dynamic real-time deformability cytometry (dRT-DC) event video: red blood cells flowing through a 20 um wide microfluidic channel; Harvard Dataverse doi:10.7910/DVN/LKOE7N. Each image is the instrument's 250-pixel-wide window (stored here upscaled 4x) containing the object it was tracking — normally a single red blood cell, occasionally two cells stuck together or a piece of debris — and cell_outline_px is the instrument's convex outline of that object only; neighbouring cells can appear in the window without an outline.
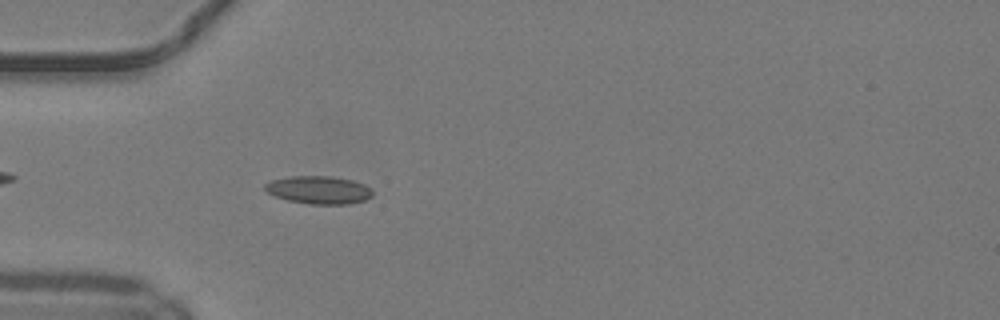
{"species": "common noctule bat (a hibernating species)", "species_latin": "Nyctalus noctula", "temperature_condition": "warm", "stored_images_in_passage": 38, "camera_frame_rate_fps": 3000, "um_per_image_px": 0.085, "animal": {"sex": "male", "body_mass_g": 19.2, "forearm_length_mm": 51.8}, "frame": {"image": 1, "passage_image": 4, "time_ms": 1.0, "image_size_px": [1000, 320], "cell_outline_px": [[372, 196], [364, 200], [348, 204], [308, 204], [288, 200], [276, 196], [268, 192], [264, 188], [264, 184], [272, 180], [292, 176], [332, 176], [352, 180], [364, 184], [372, 192]], "centroid_in_image_um": [27.09, 16.14], "position_along_channel_um": 57.9, "area_um2": 17.34}}
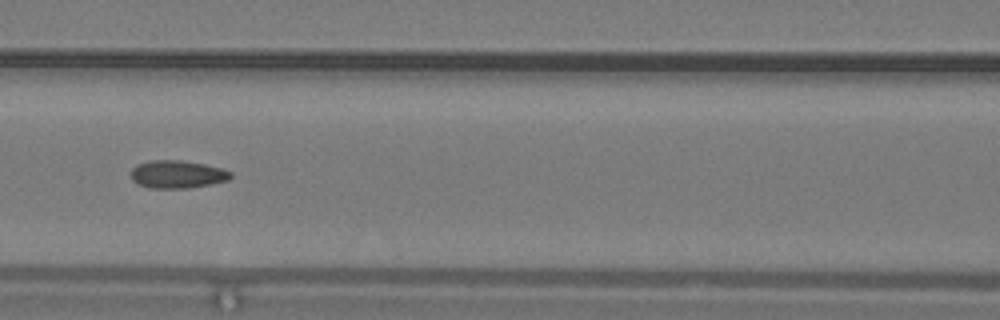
{"frame": {"image": 2, "passage_image": 11, "time_ms": 3.333, "image_size_px": [1000, 320], "cell_outline_px": [[232, 176], [228, 180], [188, 188], [148, 188], [136, 184], [132, 180], [132, 168], [136, 164], [148, 160], [180, 160], [204, 164], [220, 168], [232, 172]], "centroid_in_image_um": [15.02, 14.81], "position_along_channel_um": 151.6, "area_um2": 16.18}}
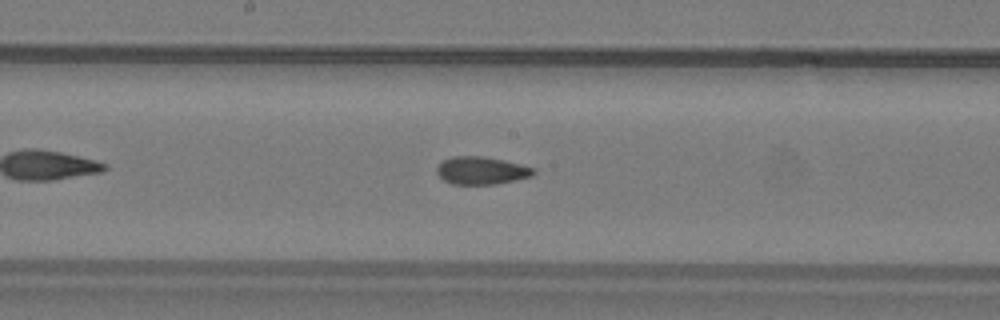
{"frame": {"image": 3, "passage_image": 15, "time_ms": 4.667, "image_size_px": [1000, 320], "cell_outline_px": [[536, 172], [532, 176], [496, 184], [452, 184], [444, 180], [436, 172], [436, 168], [444, 160], [452, 156], [484, 156], [504, 160], [536, 168]], "centroid_in_image_um": [40.94, 14.49], "position_along_channel_um": 207.3, "area_um2": 15.61}, "authors_computed_cell_mechanics": {"area_um2": 15.6638, "velocity_mm_per_s": 4.1918, "shape_relaxation_time_tau1_ms": null, "shape_relaxation_time_tau2_ms": 1.3546, "deformation_change_tau1": null, "deformation_change_tau2": 0.0775}}